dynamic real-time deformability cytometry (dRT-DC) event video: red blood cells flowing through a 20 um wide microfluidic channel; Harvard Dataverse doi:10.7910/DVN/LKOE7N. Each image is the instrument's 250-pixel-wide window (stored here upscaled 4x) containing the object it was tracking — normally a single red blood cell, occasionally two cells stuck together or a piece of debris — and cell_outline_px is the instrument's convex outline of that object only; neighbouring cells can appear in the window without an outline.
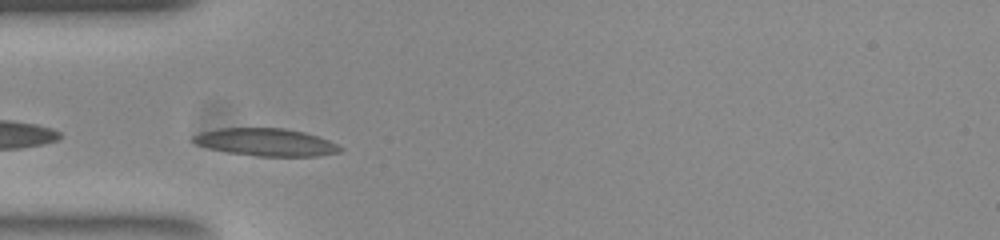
{"species": "common noctule bat (a hibernating species)", "species_latin": "Nyctalus noctula", "temperature_condition": "room temperature", "stored_images_in_passage": 37, "camera_frame_rate_fps": 3000, "um_per_image_px": 0.085, "animal": {"sex": "female", "body_mass_g": 23.0, "forearm_length_mm": 53.4}, "frame": {"image": 1, "passage_image": 8, "time_ms": 2.333, "image_size_px": [1000, 240], "cell_outline_px": [[344, 148], [340, 152], [316, 156], [256, 156], [228, 152], [208, 148], [196, 144], [192, 140], [192, 136], [200, 132], [216, 128], [284, 128], [304, 132], [328, 140]], "centroid_in_image_um": [22.58, 12.08], "position_along_channel_um": 62.4, "area_um2": 23.58}}
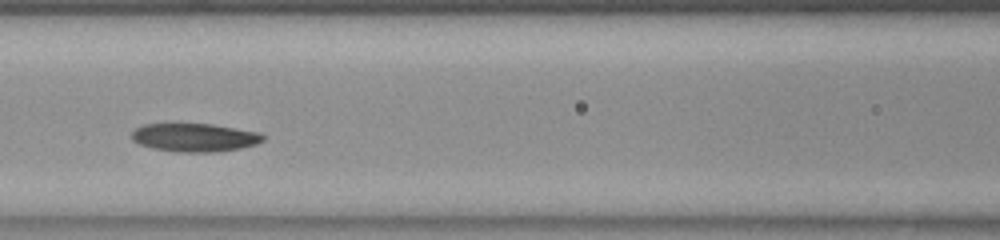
{"frame": {"image": 2, "passage_image": 15, "time_ms": 4.667, "image_size_px": [1000, 240], "cell_outline_px": [[264, 140], [256, 144], [240, 148], [216, 152], [176, 152], [152, 148], [140, 144], [132, 140], [132, 132], [136, 128], [144, 124], [212, 124], [260, 132], [264, 136]], "centroid_in_image_um": [16.55, 11.69], "position_along_channel_um": 150.0, "area_um2": 21.68}}
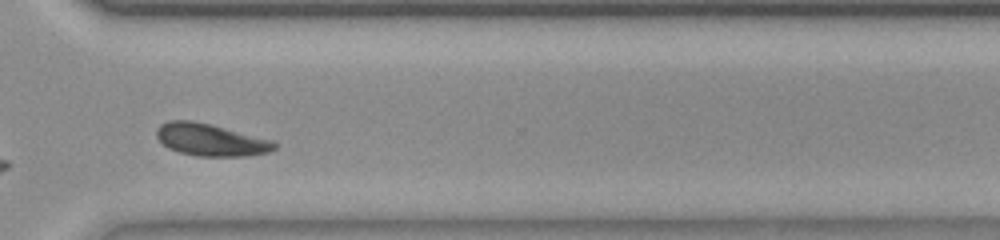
{"frame": {"image": 3, "passage_image": 31, "time_ms": 10.0, "image_size_px": [1000, 240], "cell_outline_px": [[280, 144], [276, 148], [268, 152], [244, 156], [196, 156], [180, 152], [168, 148], [156, 136], [156, 128], [160, 124], [168, 120], [188, 120], [208, 124], [276, 140]], "centroid_in_image_um": [17.94, 11.88], "position_along_channel_um": 352.7, "area_um2": 22.2}, "authors_computed_cell_mechanics": {"area_um2": 22.0796, "velocity_mm_per_s": 3.7939, "shape_relaxation_time_tau1_ms": 2.2371, "shape_relaxation_time_tau2_ms": 4.792, "deformation_change_tau1": 0.1082, "deformation_change_tau2": 0.1156}}